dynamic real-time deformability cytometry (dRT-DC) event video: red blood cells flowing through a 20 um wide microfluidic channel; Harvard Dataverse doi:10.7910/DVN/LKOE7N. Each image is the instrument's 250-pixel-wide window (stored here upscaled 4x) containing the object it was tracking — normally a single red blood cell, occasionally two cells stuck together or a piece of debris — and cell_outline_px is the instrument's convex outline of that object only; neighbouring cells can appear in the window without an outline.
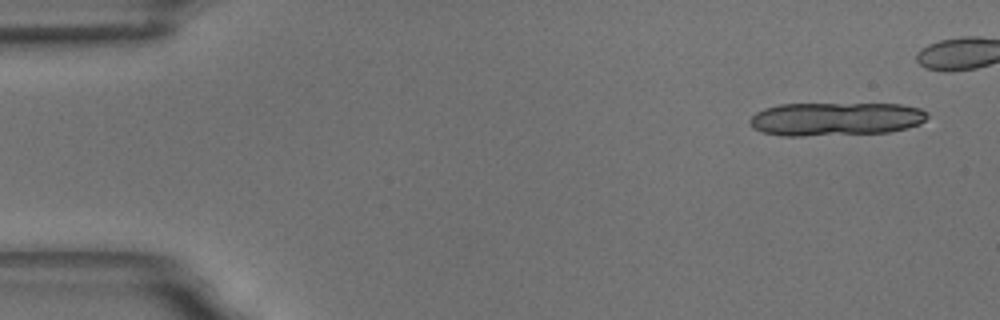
{"species": "common noctule bat (a hibernating species)", "species_latin": "Nyctalus noctula", "temperature_condition": "room temperature", "stored_images_in_passage": 9, "camera_frame_rate_fps": 3000, "um_per_image_px": 0.085, "animal": {"sex": "male", "body_mass_g": 18.8}, "frame": {"image": 1, "passage_image": 1, "time_ms": 0.0, "image_size_px": [1000, 320], "cell_outline_px": [[928, 116], [920, 124], [888, 132], [804, 136], [780, 136], [760, 132], [752, 128], [748, 124], [748, 120], [756, 112], [764, 108], [780, 104], [900, 104], [920, 108], [928, 112]], "centroid_in_image_um": [70.97, 10.11], "position_along_channel_um": 14.0, "area_um2": 34.8}}
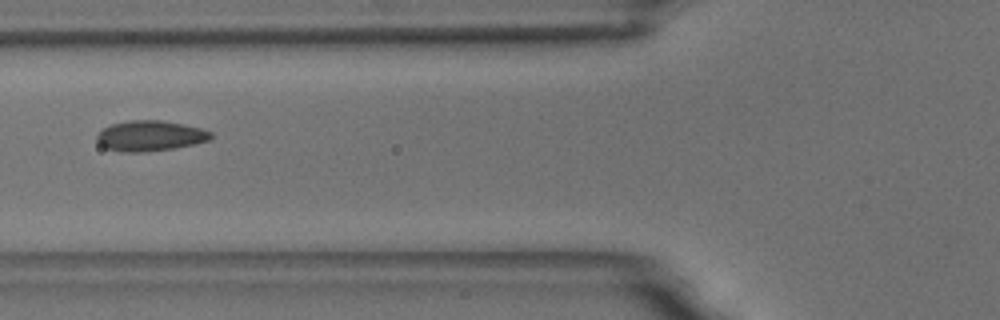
{"frame": {"image": 2, "passage_image": 7, "time_ms": 7.667, "image_size_px": [1000, 320], "cell_outline_px": [[212, 136], [208, 140], [176, 148], [144, 152], [120, 152], [104, 148], [96, 140], [96, 136], [104, 128], [112, 124], [128, 120], [160, 120], [184, 124], [200, 128], [212, 132]], "centroid_in_image_um": [12.73, 11.55], "position_along_channel_um": 113.1, "area_um2": 20.23}}